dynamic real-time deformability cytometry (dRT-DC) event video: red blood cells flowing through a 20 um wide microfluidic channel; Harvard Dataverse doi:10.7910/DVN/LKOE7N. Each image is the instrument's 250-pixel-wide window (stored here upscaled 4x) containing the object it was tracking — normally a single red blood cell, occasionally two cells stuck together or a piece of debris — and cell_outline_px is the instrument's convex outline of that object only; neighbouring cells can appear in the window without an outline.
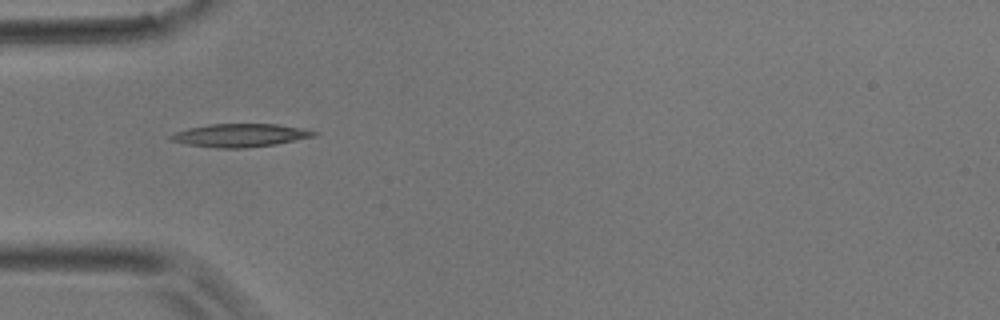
{"species": "common noctule bat (a hibernating species)", "species_latin": "Nyctalus noctula", "temperature_condition": "room temperature", "stored_images_in_passage": 32, "camera_frame_rate_fps": 3000, "um_per_image_px": 0.085, "animal": {"sex": "male", "body_mass_g": 17.9}, "frame": {"image": 1, "passage_image": 1, "time_ms": 0.0, "image_size_px": [1000, 320], "cell_outline_px": [[320, 132], [316, 136], [276, 144], [244, 148], [216, 148], [188, 144], [168, 140], [168, 136], [176, 132], [188, 128], [212, 124], [276, 124], [304, 128]], "centroid_in_image_um": [20.44, 11.5], "position_along_channel_um": 64.6, "area_um2": 19.36}}
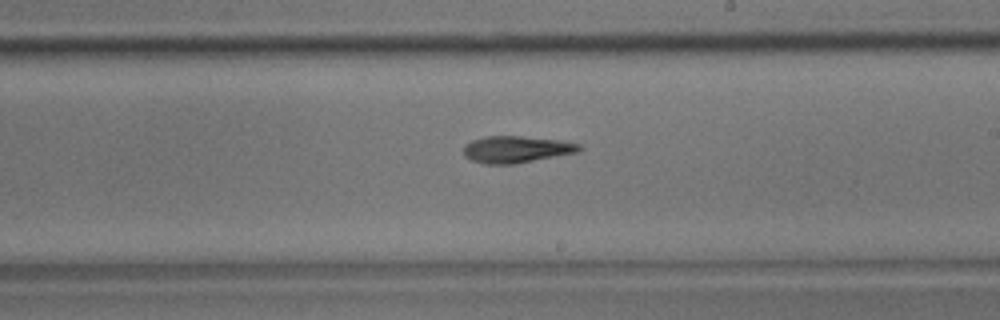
{"frame": {"image": 2, "passage_image": 13, "time_ms": 4.0, "image_size_px": [1000, 320], "cell_outline_px": [[584, 148], [580, 152], [512, 164], [484, 164], [472, 160], [464, 156], [464, 144], [472, 140], [484, 136], [520, 136], [556, 140], [580, 144]], "centroid_in_image_um": [43.88, 12.69], "position_along_channel_um": 245.1, "area_um2": 18.03}}
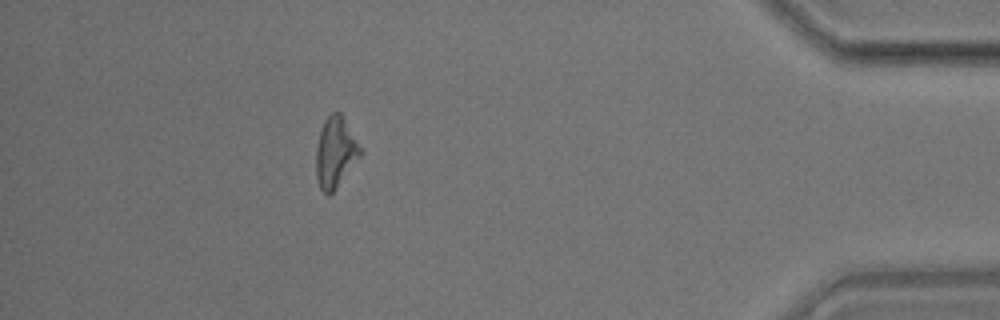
{"frame": {"image": 3, "passage_image": 27, "time_ms": 8.667, "image_size_px": [1000, 320], "cell_outline_px": [[364, 152], [336, 188], [328, 196], [320, 188], [316, 176], [316, 148], [320, 132], [324, 120], [332, 112], [340, 112], [364, 148]], "centroid_in_image_um": [28.55, 12.93], "position_along_channel_um": 406.7, "area_um2": 18.44}}